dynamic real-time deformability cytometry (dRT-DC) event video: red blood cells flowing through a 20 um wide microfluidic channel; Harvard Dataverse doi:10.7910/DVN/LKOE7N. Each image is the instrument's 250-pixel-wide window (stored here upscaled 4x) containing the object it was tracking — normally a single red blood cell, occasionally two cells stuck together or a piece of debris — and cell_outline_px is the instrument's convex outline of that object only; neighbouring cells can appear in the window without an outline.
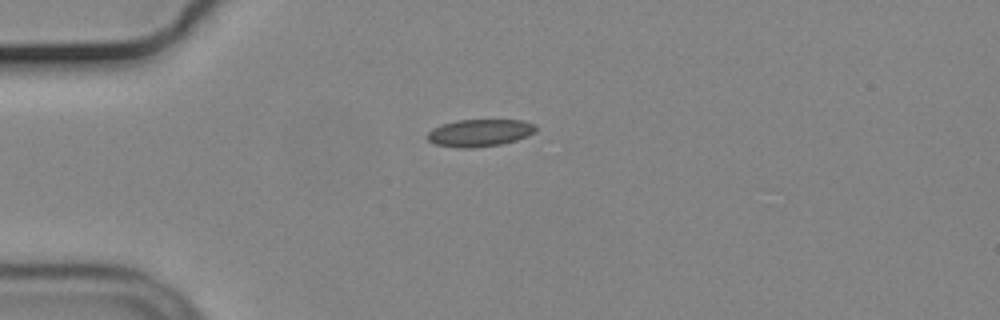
{"species": "common noctule bat (a hibernating species)", "species_latin": "Nyctalus noctula", "temperature_condition": "cold", "stored_images_in_passage": 32, "camera_frame_rate_fps": 3000, "um_per_image_px": 0.085, "animal": {"sex": "male", "body_mass_g": 19.2, "forearm_length_mm": 51.8}, "frame": {"image": 1, "passage_image": 1, "time_ms": 0.0, "image_size_px": [1000, 320], "cell_outline_px": [[536, 132], [528, 136], [516, 140], [500, 144], [472, 148], [460, 148], [436, 144], [428, 140], [428, 132], [432, 128], [440, 124], [456, 120], [524, 120], [536, 124]], "centroid_in_image_um": [40.79, 11.28], "position_along_channel_um": 44.2, "area_um2": 17.34}}
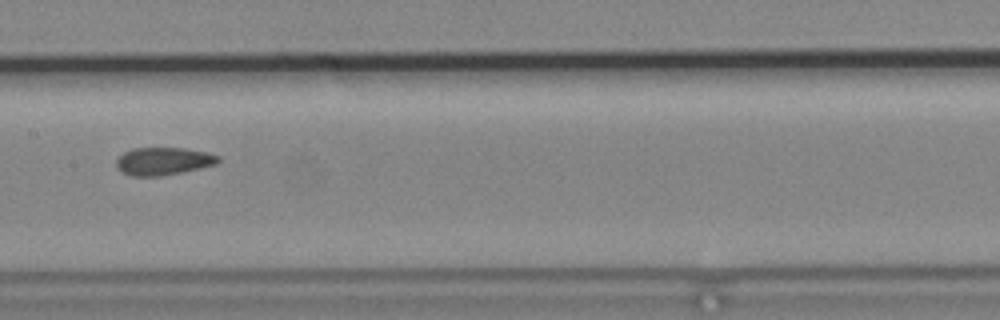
{"frame": {"image": 2, "passage_image": 15, "time_ms": 4.667, "image_size_px": [1000, 320], "cell_outline_px": [[220, 160], [216, 164], [184, 172], [160, 176], [132, 176], [124, 172], [116, 164], [116, 160], [124, 152], [132, 148], [184, 148], [208, 152], [220, 156]], "centroid_in_image_um": [13.93, 13.69], "position_along_channel_um": 193.5, "area_um2": 16.42}}
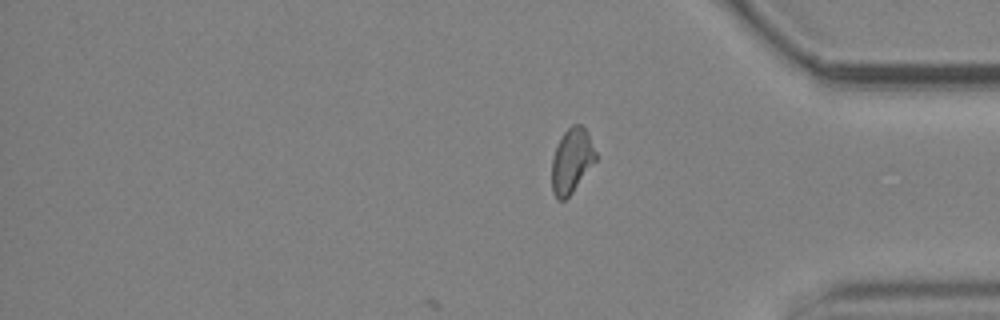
{"frame": {"image": 3, "passage_image": 32, "time_ms": 10.333, "image_size_px": [1000, 320], "cell_outline_px": [[596, 160], [572, 192], [564, 200], [556, 200], [552, 192], [552, 156], [556, 144], [564, 132], [572, 124], [580, 124], [584, 128], [596, 152]], "centroid_in_image_um": [48.55, 13.67], "position_along_channel_um": 386.6, "area_um2": 16.42}, "authors_computed_cell_mechanics": {"area_um2": 16.7909, "velocity_mm_per_s": 3.6771, "shape_relaxation_time_tau1_ms": null, "shape_relaxation_time_tau2_ms": 1.669, "deformation_change_tau1": null, "deformation_change_tau2": 0.0693}}